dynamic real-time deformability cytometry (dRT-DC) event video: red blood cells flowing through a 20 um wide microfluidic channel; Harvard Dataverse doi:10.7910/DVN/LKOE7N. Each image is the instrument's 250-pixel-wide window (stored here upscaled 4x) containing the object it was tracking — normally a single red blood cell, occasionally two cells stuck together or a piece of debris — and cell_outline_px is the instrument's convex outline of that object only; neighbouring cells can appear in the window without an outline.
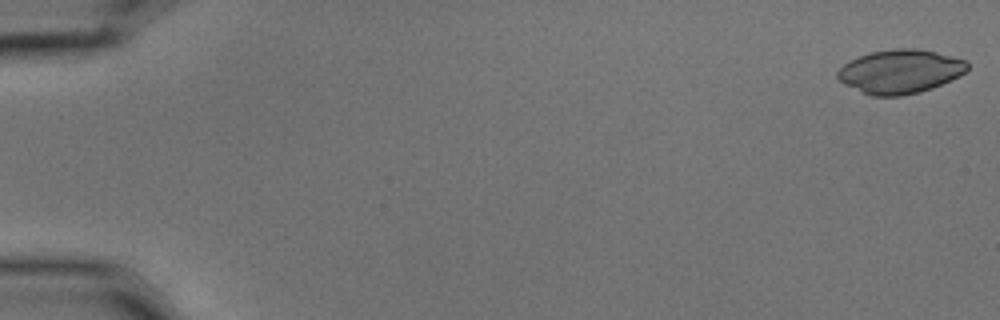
{"species": "common noctule bat (a hibernating species)", "species_latin": "Nyctalus noctula", "temperature_condition": "cold", "stored_images_in_passage": 56, "camera_frame_rate_fps": 3000, "um_per_image_px": 0.085, "animal": {"sex": "male", "body_mass_g": 15.6}, "frame": {"image": 1, "passage_image": 1, "time_ms": 0.0, "image_size_px": [1000, 320], "cell_outline_px": [[968, 68], [960, 76], [932, 88], [920, 92], [900, 96], [872, 96], [844, 84], [836, 76], [836, 72], [844, 64], [860, 56], [872, 52], [892, 48], [916, 48], [936, 52], [968, 60]], "centroid_in_image_um": [76.53, 6.07], "position_along_channel_um": 8.5, "area_um2": 33.12}}